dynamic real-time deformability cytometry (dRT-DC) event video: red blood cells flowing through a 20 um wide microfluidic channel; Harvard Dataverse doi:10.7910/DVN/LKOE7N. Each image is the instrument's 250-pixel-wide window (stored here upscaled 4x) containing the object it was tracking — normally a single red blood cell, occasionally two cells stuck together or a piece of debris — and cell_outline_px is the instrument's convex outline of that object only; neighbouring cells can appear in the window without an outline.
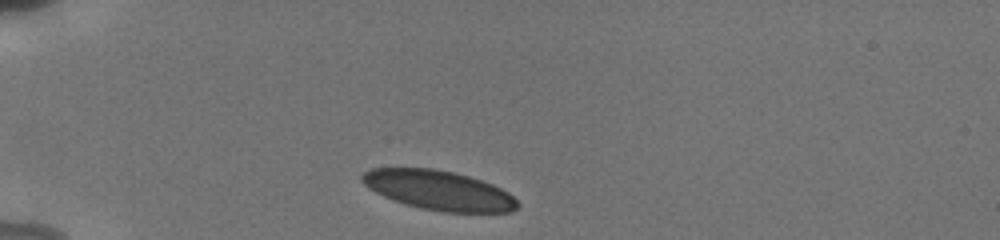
{"species": "human", "species_latin": "Homo sapiens", "temperature_condition": "cold", "stored_images_in_passage": 2, "camera_frame_rate_fps": 3000, "um_per_image_px": 0.085, "donor": {"sex": "male"}, "frame": {"image": 1, "passage_image": 1, "time_ms": 0.0, "image_size_px": [1000, 240], "cell_outline_px": [[520, 208], [508, 212], [444, 212], [424, 208], [408, 204], [384, 196], [368, 188], [360, 180], [360, 176], [364, 172], [372, 168], [432, 168], [452, 172], [468, 176], [492, 184], [508, 192], [520, 204]], "centroid_in_image_um": [37.3, 16.17], "position_along_channel_um": 47.7, "area_um2": 35.43}}